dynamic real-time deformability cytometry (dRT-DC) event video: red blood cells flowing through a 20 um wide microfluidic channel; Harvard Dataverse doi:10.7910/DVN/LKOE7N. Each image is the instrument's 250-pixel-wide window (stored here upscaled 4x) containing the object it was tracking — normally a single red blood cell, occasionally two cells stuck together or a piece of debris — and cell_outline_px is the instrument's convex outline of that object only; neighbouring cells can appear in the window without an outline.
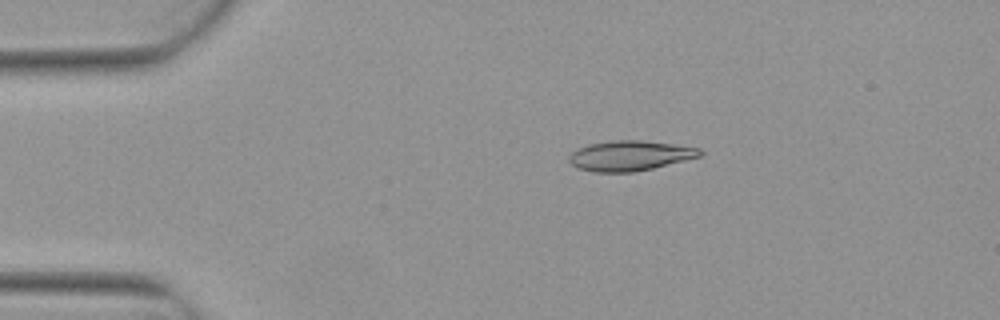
{"species": "Egyptian fruit bat (a non-hibernating species)", "species_latin": "Rousettus aegyptiacus", "temperature_condition": "warm", "stored_images_in_passage": 5, "camera_frame_rate_fps": 3000, "um_per_image_px": 0.085, "animal": {"sex": "female"}, "frame": {"image": 1, "passage_image": 3, "time_ms": 0.667, "image_size_px": [1000, 320], "cell_outline_px": [[704, 152], [700, 156], [652, 168], [632, 172], [592, 172], [576, 168], [568, 160], [568, 156], [572, 152], [588, 144], [612, 140], [640, 140], [672, 144], [700, 148]], "centroid_in_image_um": [53.5, 13.23], "position_along_channel_um": 31.5, "area_um2": 22.83}}
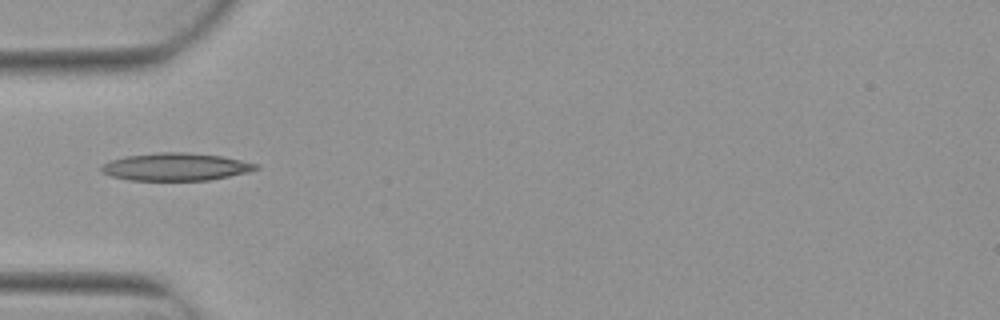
{"frame": {"image": 2, "passage_image": 5, "time_ms": 1.333, "image_size_px": [1000, 320], "cell_outline_px": [[260, 168], [248, 172], [208, 180], [132, 180], [112, 176], [100, 172], [100, 168], [104, 164], [112, 160], [124, 156], [160, 152], [184, 152], [220, 156], [260, 164]], "centroid_in_image_um": [14.94, 14.18], "position_along_channel_um": 70.1, "area_um2": 24.68}}